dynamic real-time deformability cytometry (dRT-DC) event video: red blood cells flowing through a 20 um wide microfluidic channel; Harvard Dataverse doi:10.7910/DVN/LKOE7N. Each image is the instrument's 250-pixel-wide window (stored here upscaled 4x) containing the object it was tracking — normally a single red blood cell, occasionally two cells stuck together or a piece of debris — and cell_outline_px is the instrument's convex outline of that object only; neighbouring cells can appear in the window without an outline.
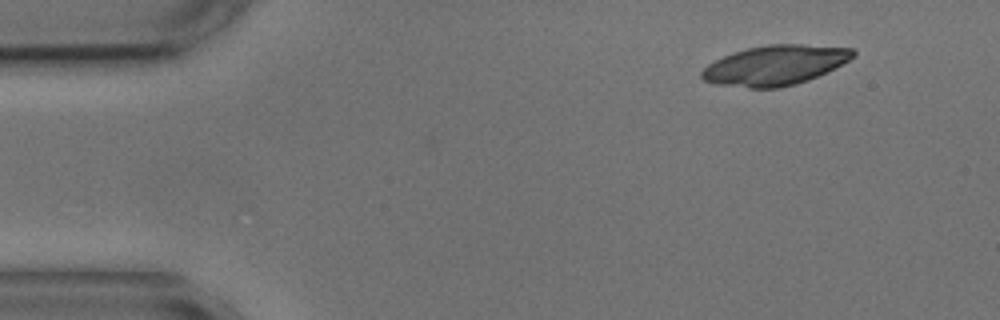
{"species": "common noctule bat (a hibernating species)", "species_latin": "Nyctalus noctula", "temperature_condition": "cold", "stored_images_in_passage": 4, "camera_frame_rate_fps": 3000, "um_per_image_px": 0.085, "animal": {"sex": "male", "body_mass_g": 17.9, "forearm_length_mm": 54.2}, "frame": {"image": 1, "passage_image": 1, "time_ms": 0.0, "image_size_px": [1000, 320], "cell_outline_px": [[856, 56], [808, 80], [796, 84], [780, 88], [748, 88], [716, 84], [704, 80], [700, 76], [700, 72], [708, 64], [732, 52], [748, 48], [768, 44], [800, 44], [852, 48], [856, 52]], "centroid_in_image_um": [65.85, 5.54], "position_along_channel_um": 19.2, "area_um2": 34.91}}